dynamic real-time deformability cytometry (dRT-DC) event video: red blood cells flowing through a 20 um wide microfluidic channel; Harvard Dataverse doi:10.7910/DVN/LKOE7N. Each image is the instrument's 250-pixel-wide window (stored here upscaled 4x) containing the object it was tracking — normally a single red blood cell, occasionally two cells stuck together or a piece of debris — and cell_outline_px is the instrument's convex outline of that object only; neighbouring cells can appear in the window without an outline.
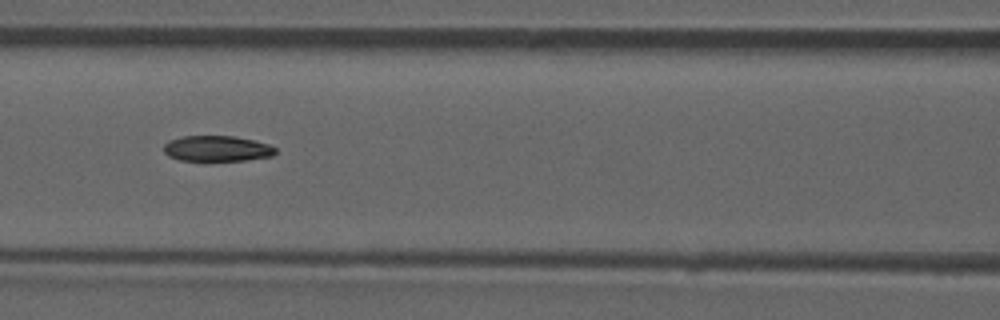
{"species": "common noctule bat (a hibernating species)", "species_latin": "Nyctalus noctula", "temperature_condition": "room temperature", "stored_images_in_passage": 9, "camera_frame_rate_fps": 3000, "um_per_image_px": 0.085, "animal": {"sex": "male", "forearm_length_mm": 52.5}, "frame": {"image": 1, "passage_image": 6, "time_ms": 5.667, "image_size_px": [1000, 320], "cell_outline_px": [[276, 152], [272, 156], [244, 160], [180, 160], [168, 156], [164, 152], [164, 144], [168, 140], [184, 136], [236, 136], [268, 144], [276, 148]], "centroid_in_image_um": [18.43, 12.62], "position_along_channel_um": 148.2, "area_um2": 16.59}}